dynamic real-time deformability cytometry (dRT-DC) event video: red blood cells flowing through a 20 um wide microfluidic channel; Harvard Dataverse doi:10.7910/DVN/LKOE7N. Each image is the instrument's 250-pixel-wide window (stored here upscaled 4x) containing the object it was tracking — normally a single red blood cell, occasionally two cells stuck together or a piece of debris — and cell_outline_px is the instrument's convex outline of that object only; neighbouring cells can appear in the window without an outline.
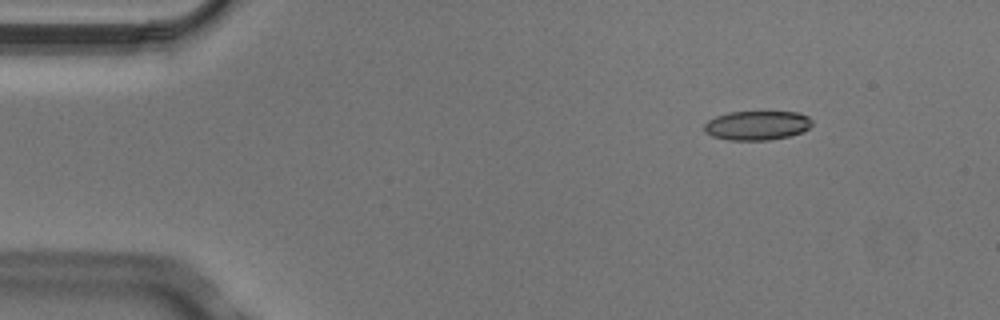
{"species": "Egyptian fruit bat (a non-hibernating species)", "species_latin": "Rousettus aegyptiacus", "temperature_condition": "cold", "stored_images_in_passage": 6, "camera_frame_rate_fps": 3000, "um_per_image_px": 0.085, "animal": {"sex": "male"}, "frame": {"image": 1, "passage_image": 6, "time_ms": 1.667, "image_size_px": [1000, 320], "cell_outline_px": [[812, 124], [808, 128], [800, 132], [788, 136], [768, 140], [728, 140], [712, 136], [704, 132], [704, 124], [708, 120], [716, 116], [728, 112], [800, 112], [808, 116], [812, 120]], "centroid_in_image_um": [64.32, 10.65], "position_along_channel_um": 20.7, "area_um2": 18.38}}